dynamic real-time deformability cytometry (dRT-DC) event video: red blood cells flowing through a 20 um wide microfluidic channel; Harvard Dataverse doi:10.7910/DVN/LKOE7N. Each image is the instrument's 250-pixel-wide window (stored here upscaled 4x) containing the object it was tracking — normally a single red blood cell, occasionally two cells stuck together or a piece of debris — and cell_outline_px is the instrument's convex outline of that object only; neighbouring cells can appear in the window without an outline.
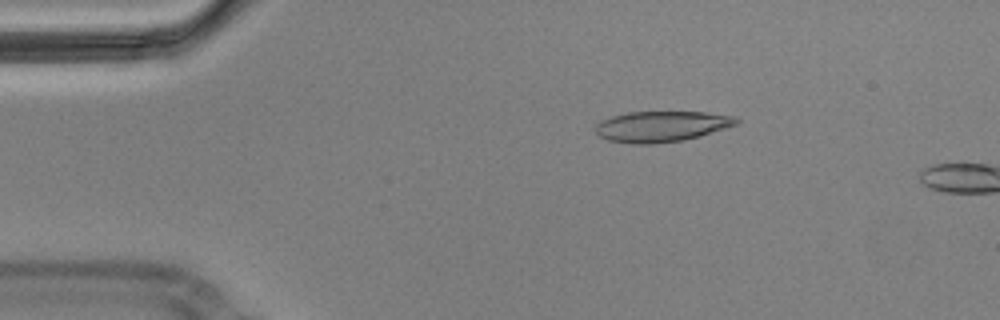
{"species": "Egyptian fruit bat (a non-hibernating species)", "species_latin": "Rousettus aegyptiacus", "temperature_condition": "cold", "stored_images_in_passage": 3, "camera_frame_rate_fps": 3000, "um_per_image_px": 0.085, "animal": {"sex": "male"}, "frame": {"image": 1, "passage_image": 2, "time_ms": 0.333, "image_size_px": [1000, 320], "cell_outline_px": [[740, 120], [736, 124], [700, 136], [684, 140], [652, 144], [632, 144], [608, 140], [600, 136], [596, 132], [596, 124], [600, 120], [612, 116], [628, 112], [704, 112], [736, 116]], "centroid_in_image_um": [56.21, 10.74], "position_along_channel_um": 28.8, "area_um2": 25.2}}